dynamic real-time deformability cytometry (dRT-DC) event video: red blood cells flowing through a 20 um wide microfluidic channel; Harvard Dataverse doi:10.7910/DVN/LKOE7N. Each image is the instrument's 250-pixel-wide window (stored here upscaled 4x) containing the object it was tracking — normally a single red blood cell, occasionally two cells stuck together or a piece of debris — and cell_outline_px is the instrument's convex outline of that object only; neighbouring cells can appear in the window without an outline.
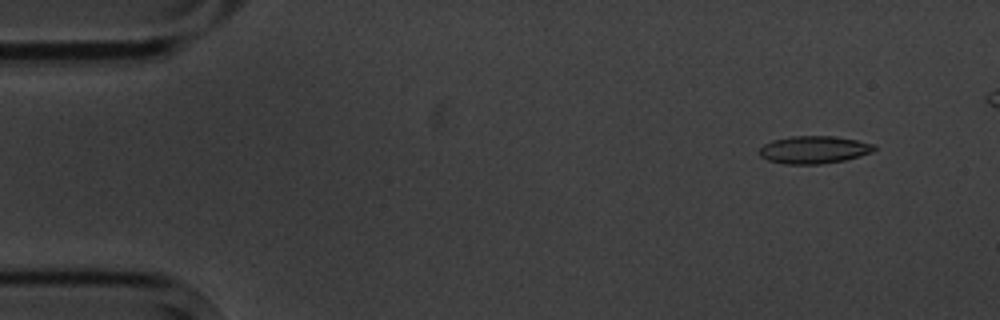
{"species": "common noctule bat (a hibernating species)", "species_latin": "Nyctalus noctula", "temperature_condition": "cold", "stored_images_in_passage": 6, "camera_frame_rate_fps": 3000, "um_per_image_px": 0.085, "animal": {"sex": "male", "body_mass_g": 20.1, "forearm_length_mm": 53.5}, "frame": {"image": 1, "passage_image": 2, "time_ms": 1.333, "image_size_px": [1000, 320], "cell_outline_px": [[876, 148], [872, 152], [860, 156], [844, 160], [820, 164], [784, 164], [768, 160], [760, 156], [756, 152], [764, 144], [772, 140], [792, 136], [836, 136], [876, 144]], "centroid_in_image_um": [69.17, 12.72], "position_along_channel_um": 15.8, "area_um2": 18.61}}